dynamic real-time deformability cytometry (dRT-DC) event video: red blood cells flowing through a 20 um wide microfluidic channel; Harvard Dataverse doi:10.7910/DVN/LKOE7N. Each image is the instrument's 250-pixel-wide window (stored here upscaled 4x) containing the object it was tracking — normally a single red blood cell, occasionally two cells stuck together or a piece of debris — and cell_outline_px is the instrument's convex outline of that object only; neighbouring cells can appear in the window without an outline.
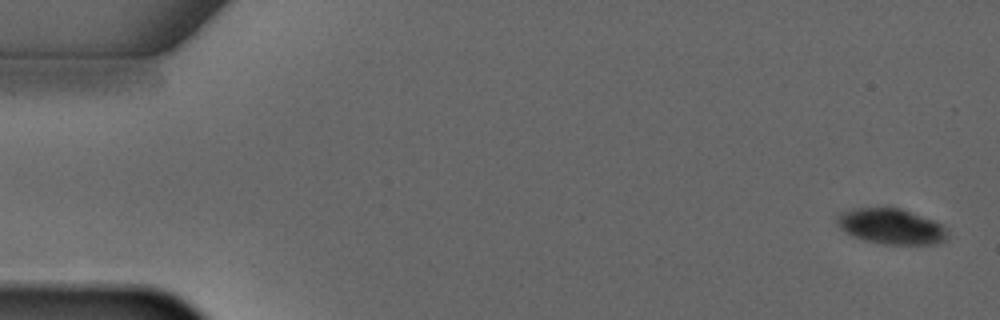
{"species": "common noctule bat (a hibernating species)", "species_latin": "Nyctalus noctula", "temperature_condition": "warm", "stored_images_in_passage": 2, "camera_frame_rate_fps": 3000, "um_per_image_px": 0.085, "animal": {"sex": "male", "forearm_length_mm": 52.5}, "frame": {"image": 1, "passage_image": 2, "time_ms": 1.333, "image_size_px": [1000, 320], "cell_outline_px": [[948, 236], [940, 244], [884, 244], [864, 240], [852, 236], [844, 232], [836, 224], [836, 216], [840, 212], [852, 208], [900, 208], [932, 220], [948, 228]], "centroid_in_image_um": [75.72, 19.25], "position_along_channel_um": 9.3, "area_um2": 23.0}}